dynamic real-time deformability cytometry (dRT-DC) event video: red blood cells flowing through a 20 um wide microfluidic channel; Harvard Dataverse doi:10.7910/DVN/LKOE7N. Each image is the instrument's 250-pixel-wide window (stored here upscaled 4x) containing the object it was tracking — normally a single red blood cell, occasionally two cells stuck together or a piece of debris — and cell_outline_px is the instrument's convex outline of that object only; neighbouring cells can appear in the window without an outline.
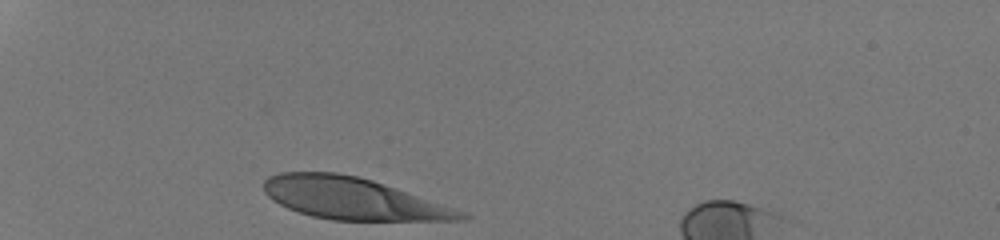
{"species": "human", "species_latin": "Homo sapiens", "temperature_condition": "room temperature", "stored_images_in_passage": 28, "camera_frame_rate_fps": 3000, "um_per_image_px": 0.085, "donor": {"sex": "male"}, "frame": {"image": 1, "passage_image": 1, "time_ms": 0.0, "image_size_px": [1000, 240], "cell_outline_px": [[472, 216], [468, 220], [332, 220], [312, 216], [288, 208], [272, 200], [264, 192], [264, 180], [268, 176], [280, 172], [336, 172], [356, 176], [372, 180], [468, 212]], "centroid_in_image_um": [30.01, 16.88], "position_along_channel_um": 55.0, "area_um2": 47.97}}
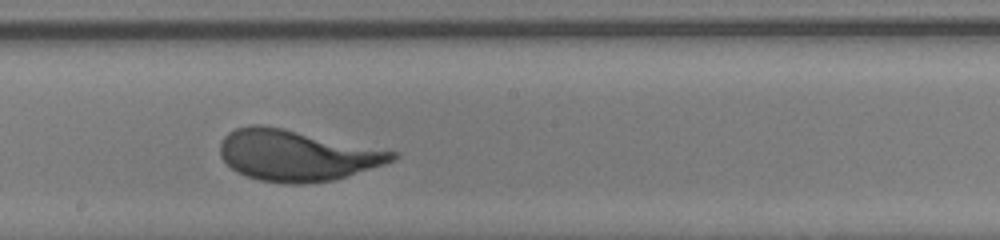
{"frame": {"image": 2, "passage_image": 16, "time_ms": 5.0, "image_size_px": [1000, 240], "cell_outline_px": [[400, 156], [396, 160], [384, 164], [332, 180], [304, 184], [284, 184], [260, 180], [236, 172], [220, 156], [220, 144], [224, 136], [228, 132], [236, 128], [252, 124], [260, 124], [284, 128], [400, 152]], "centroid_in_image_um": [25.23, 13.19], "position_along_channel_um": 223.0, "area_um2": 51.33}}
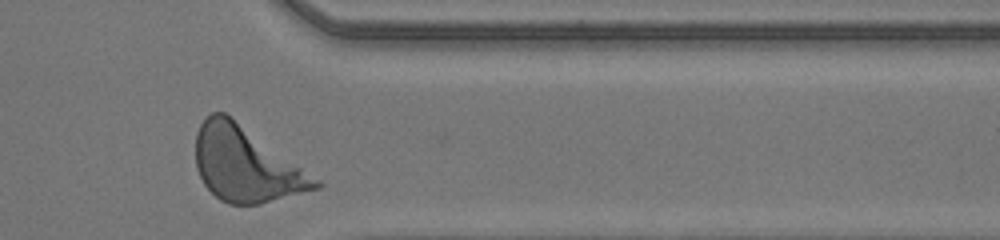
{"frame": {"image": 3, "passage_image": 28, "time_ms": 9.0, "image_size_px": [1000, 240], "cell_outline_px": [[324, 184], [320, 188], [260, 204], [228, 204], [220, 200], [204, 184], [196, 168], [196, 132], [200, 124], [212, 112], [224, 112], [320, 180]], "centroid_in_image_um": [20.9, 13.99], "position_along_channel_um": 390.5, "area_um2": 51.38}, "authors_computed_cell_mechanics": {"area_um2": 49.9681, "velocity_mm_per_s": 4.2248, "shape_relaxation_time_tau1_ms": 2.4732, "shape_relaxation_time_tau2_ms": null, "deformation_change_tau1": 0.1954, "deformation_change_tau2": null}}